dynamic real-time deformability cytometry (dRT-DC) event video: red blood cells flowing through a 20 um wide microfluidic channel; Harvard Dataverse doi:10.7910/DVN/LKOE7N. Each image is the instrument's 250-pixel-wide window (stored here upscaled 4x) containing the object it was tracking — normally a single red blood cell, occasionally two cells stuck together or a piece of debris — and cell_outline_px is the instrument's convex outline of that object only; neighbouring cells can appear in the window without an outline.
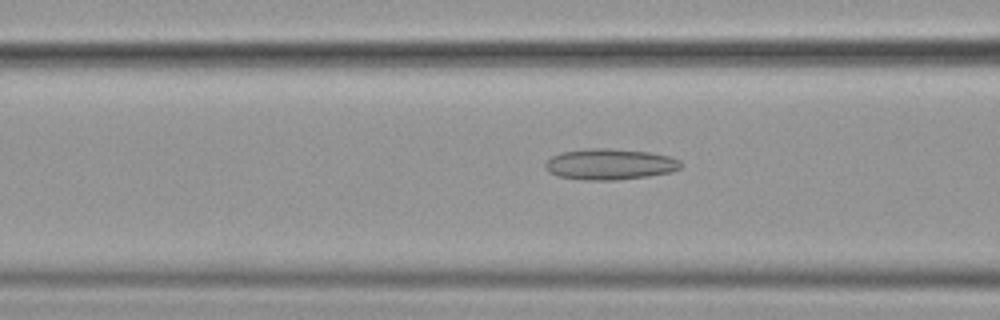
{"species": "common noctule bat (a hibernating species)", "species_latin": "Nyctalus noctula", "temperature_condition": "cold", "stored_images_in_passage": 51, "camera_frame_rate_fps": 3000, "um_per_image_px": 0.085, "animal": {"sex": "female", "body_mass_g": 19.9}, "frame": {"image": 1, "passage_image": 17, "time_ms": 5.333, "image_size_px": [1000, 320], "cell_outline_px": [[684, 164], [680, 168], [672, 172], [648, 176], [616, 180], [584, 180], [556, 176], [548, 172], [544, 168], [544, 164], [552, 156], [560, 152], [588, 148], [608, 148], [648, 152], [668, 156], [680, 160]], "centroid_in_image_um": [51.81, 13.96], "position_along_channel_um": 114.8, "area_um2": 24.68}}
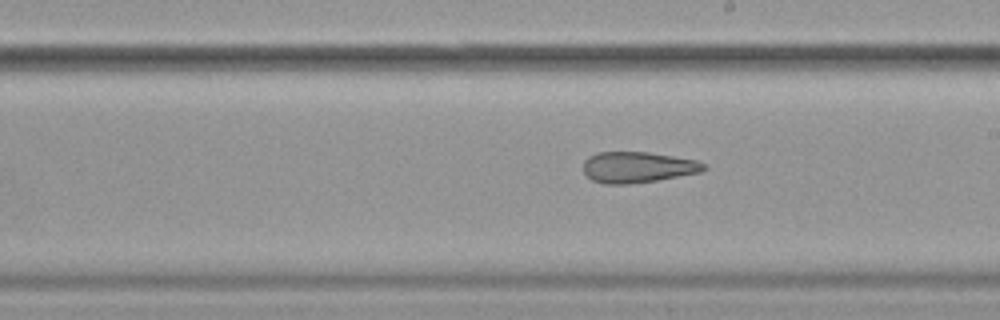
{"frame": {"image": 2, "passage_image": 27, "time_ms": 8.667, "image_size_px": [1000, 320], "cell_outline_px": [[708, 168], [700, 172], [656, 180], [628, 184], [604, 184], [592, 180], [584, 172], [584, 160], [588, 156], [596, 152], [648, 152], [696, 160], [704, 164]], "centroid_in_image_um": [54.17, 14.21], "position_along_channel_um": 234.8, "area_um2": 21.62}}
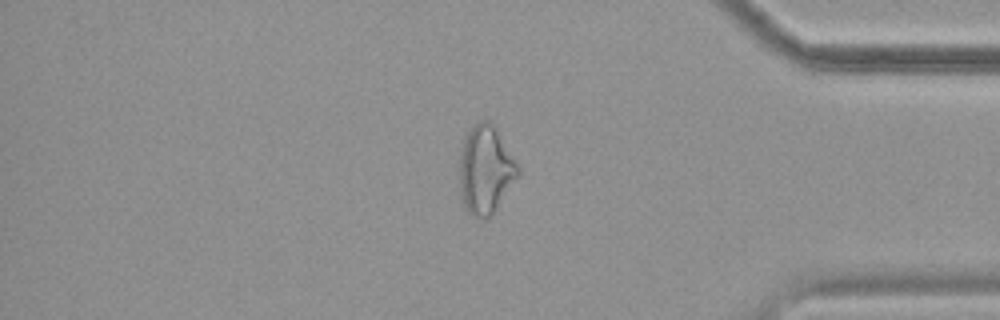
{"frame": {"image": 3, "passage_image": 42, "time_ms": 13.667, "image_size_px": [1000, 320], "cell_outline_px": [[520, 176], [492, 212], [484, 220], [480, 220], [472, 216], [468, 212], [464, 204], [460, 192], [460, 148], [464, 136], [480, 120], [488, 120], [496, 128], [520, 168]], "centroid_in_image_um": [41.27, 14.43], "position_along_channel_um": 393.9, "area_um2": 29.94}, "authors_computed_cell_mechanics": {"area_um2": 26.2412, "velocity_mm_per_s": 3.608, "shape_relaxation_time_tau1_ms": null, "shape_relaxation_time_tau2_ms": 4.8848, "deformation_change_tau1": null, "deformation_change_tau2": 0.1678}}